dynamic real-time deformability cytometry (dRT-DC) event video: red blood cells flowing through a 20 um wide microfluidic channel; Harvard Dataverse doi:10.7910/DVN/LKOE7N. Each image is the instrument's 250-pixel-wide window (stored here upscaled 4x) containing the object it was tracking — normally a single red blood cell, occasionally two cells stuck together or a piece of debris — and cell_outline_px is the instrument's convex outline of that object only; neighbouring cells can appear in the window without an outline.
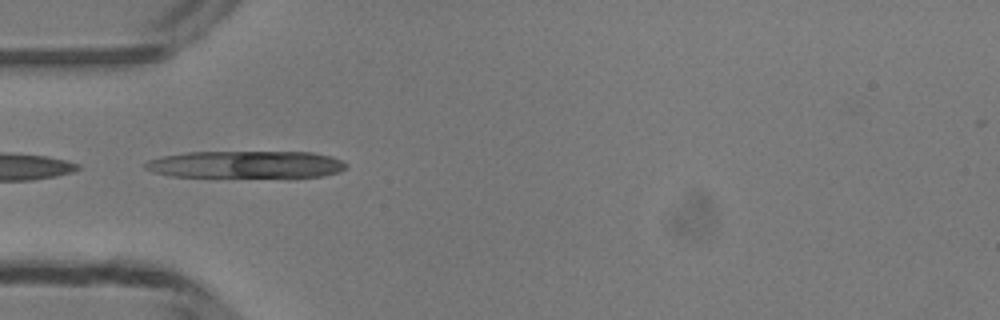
{"species": "common noctule bat (a hibernating species)", "species_latin": "Nyctalus noctula", "temperature_condition": "room temperature", "stored_images_in_passage": 38, "camera_frame_rate_fps": 3000, "um_per_image_px": 0.085, "animal": {"sex": "male", "body_mass_g": 13.3}, "frame": {"image": 1, "passage_image": 5, "time_ms": 1.333, "image_size_px": [1000, 320], "cell_outline_px": [[348, 168], [340, 172], [324, 176], [172, 176], [156, 172], [144, 168], [144, 164], [148, 160], [160, 156], [184, 152], [312, 152], [332, 156], [344, 160], [348, 164]], "centroid_in_image_um": [20.96, 13.96], "position_along_channel_um": 64.0, "area_um2": 31.79}}